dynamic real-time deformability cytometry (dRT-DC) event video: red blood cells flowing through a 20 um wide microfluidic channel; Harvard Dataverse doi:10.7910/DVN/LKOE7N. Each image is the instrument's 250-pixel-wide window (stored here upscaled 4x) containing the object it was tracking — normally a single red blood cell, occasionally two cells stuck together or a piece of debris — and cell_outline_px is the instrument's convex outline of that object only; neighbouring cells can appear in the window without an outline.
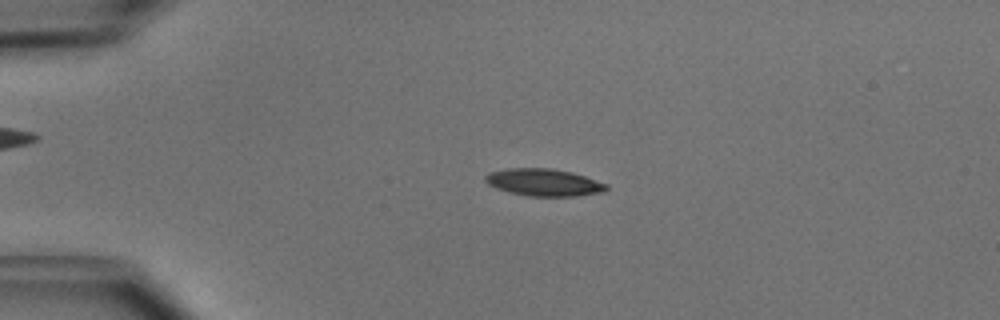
{"species": "common noctule bat (a hibernating species)", "species_latin": "Nyctalus noctula", "temperature_condition": "cold", "stored_images_in_passage": 51, "camera_frame_rate_fps": 3000, "um_per_image_px": 0.085, "animal": {"sex": "male", "body_mass_g": 15.6}, "frame": {"image": 1, "passage_image": 12, "time_ms": 3.667, "image_size_px": [1000, 320], "cell_outline_px": [[608, 188], [604, 192], [576, 196], [528, 196], [496, 188], [488, 184], [484, 180], [484, 176], [488, 172], [508, 168], [552, 168], [572, 172], [608, 184]], "centroid_in_image_um": [46.22, 15.49], "position_along_channel_um": 38.8, "area_um2": 19.25}}
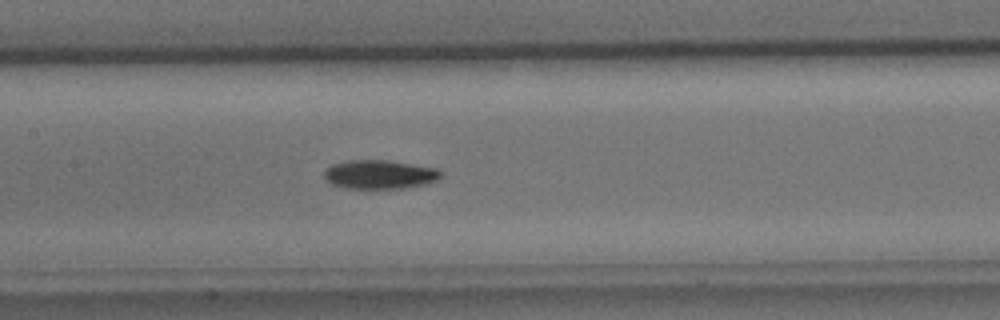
{"frame": {"image": 2, "passage_image": 25, "time_ms": 8.0, "image_size_px": [1000, 320], "cell_outline_px": [[444, 176], [428, 184], [400, 188], [344, 188], [332, 184], [324, 176], [324, 172], [332, 164], [348, 160], [388, 160], [436, 168], [444, 172]], "centroid_in_image_um": [32.32, 14.82], "position_along_channel_um": 175.1, "area_um2": 19.65}}
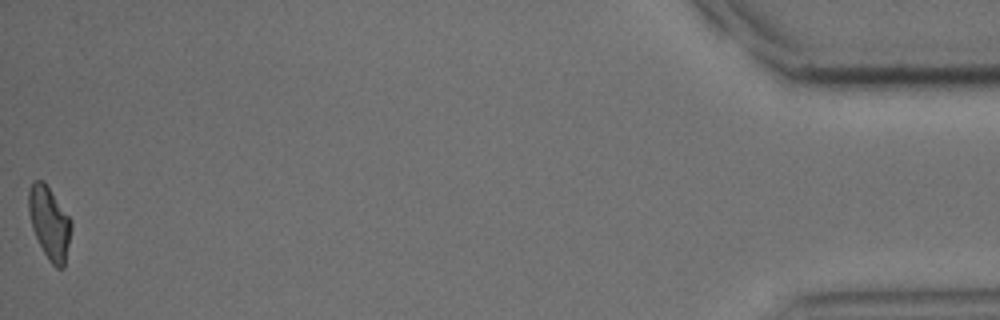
{"frame": {"image": 3, "passage_image": 51, "time_ms": 16.667, "image_size_px": [1000, 320], "cell_outline_px": [[72, 228], [64, 268], [56, 268], [48, 260], [32, 228], [28, 212], [28, 192], [32, 180], [44, 180], [72, 220]], "centroid_in_image_um": [4.21, 18.92], "position_along_channel_um": 431.0, "area_um2": 18.21}, "authors_computed_cell_mechanics": {"area_um2": 18.6694, "velocity_mm_per_s": 3.9789, "shape_relaxation_time_tau1_ms": 3.2608, "shape_relaxation_time_tau2_ms": null, "deformation_change_tau1": 0.1259, "deformation_change_tau2": null}}